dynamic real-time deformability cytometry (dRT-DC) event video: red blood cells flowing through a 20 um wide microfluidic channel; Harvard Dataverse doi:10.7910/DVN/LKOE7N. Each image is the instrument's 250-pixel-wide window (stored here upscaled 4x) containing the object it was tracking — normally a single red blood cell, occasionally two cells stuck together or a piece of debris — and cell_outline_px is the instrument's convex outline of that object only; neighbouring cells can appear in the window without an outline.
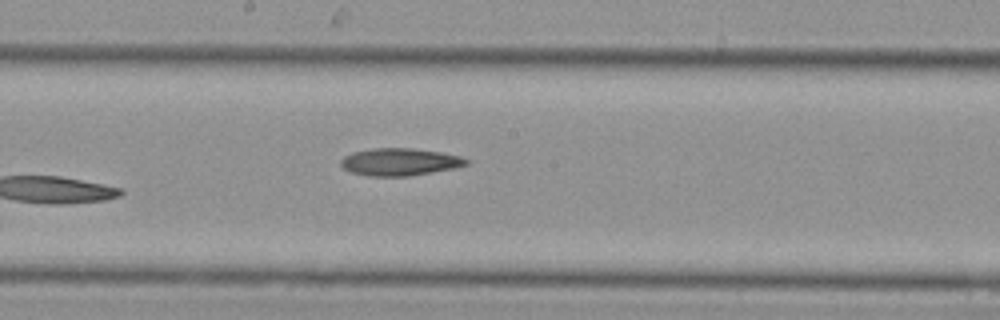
{"species": "Egyptian fruit bat (a non-hibernating species)", "species_latin": "Rousettus aegyptiacus", "temperature_condition": "cold", "stored_images_in_passage": 12, "camera_frame_rate_fps": 3000, "um_per_image_px": 0.085, "animal": {"sex": "female"}, "frame": {"image": 1, "passage_image": 12, "time_ms": 3.667, "image_size_px": [1000, 320], "cell_outline_px": [[468, 164], [452, 168], [408, 176], [368, 176], [352, 172], [344, 168], [340, 164], [340, 160], [344, 156], [352, 152], [372, 148], [412, 148], [440, 152], [460, 156], [468, 160]], "centroid_in_image_um": [33.93, 13.75], "position_along_channel_um": 214.3, "area_um2": 19.83}}